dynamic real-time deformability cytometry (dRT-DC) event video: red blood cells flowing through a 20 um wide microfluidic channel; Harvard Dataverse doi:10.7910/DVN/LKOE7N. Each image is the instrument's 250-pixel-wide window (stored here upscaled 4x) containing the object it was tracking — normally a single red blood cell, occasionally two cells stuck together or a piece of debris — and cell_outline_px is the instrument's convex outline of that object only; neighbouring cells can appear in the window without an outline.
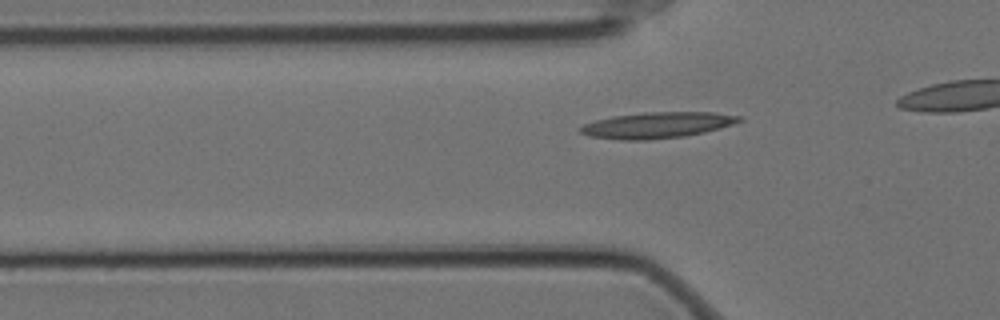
{"species": "Egyptian fruit bat (a non-hibernating species)", "species_latin": "Rousettus aegyptiacus", "temperature_condition": "cold", "stored_images_in_passage": 36, "camera_frame_rate_fps": 3000, "um_per_image_px": 0.085, "animal": {"sex": "female"}, "frame": {"image": 1, "passage_image": 9, "time_ms": 2.667, "image_size_px": [1000, 320], "cell_outline_px": [[744, 120], [720, 128], [704, 132], [684, 136], [648, 140], [620, 140], [588, 136], [580, 132], [576, 128], [584, 124], [596, 120], [612, 116], [644, 112], [716, 112], [744, 116]], "centroid_in_image_um": [55.86, 10.63], "position_along_channel_um": 69.9, "area_um2": 24.33}}
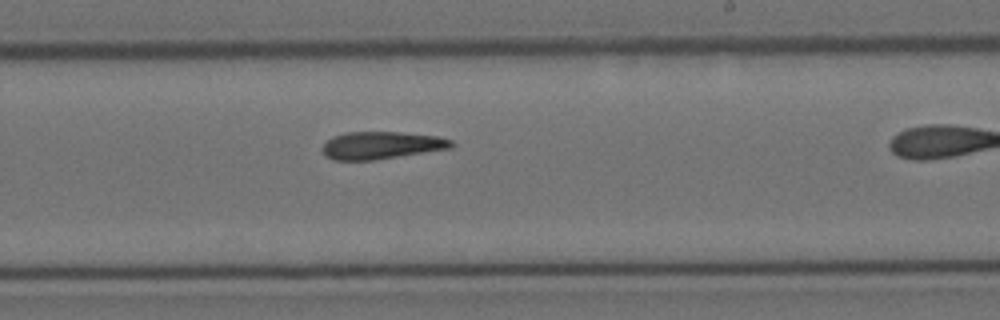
{"frame": {"image": 2, "passage_image": 25, "time_ms": 8.0, "image_size_px": [1000, 320], "cell_outline_px": [[456, 144], [452, 148], [372, 160], [332, 160], [324, 156], [320, 148], [332, 136], [344, 132], [400, 132], [440, 136], [452, 140]], "centroid_in_image_um": [32.4, 12.34], "position_along_channel_um": 256.6, "area_um2": 20.87}}
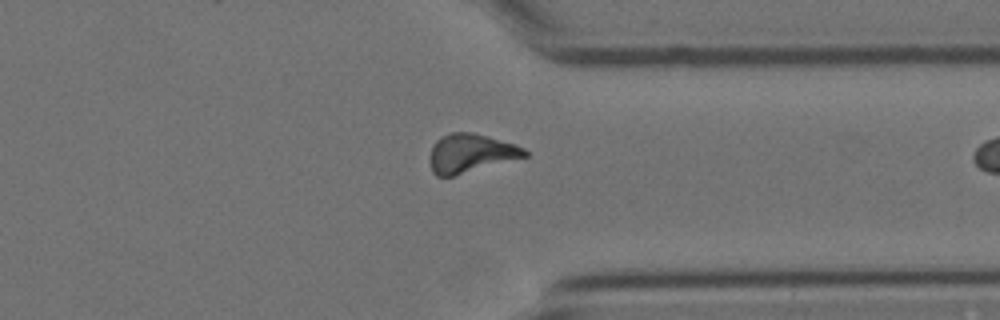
{"frame": {"image": 3, "passage_image": 35, "time_ms": 11.333, "image_size_px": [1000, 320], "cell_outline_px": [[528, 156], [452, 176], [436, 176], [432, 172], [428, 160], [432, 144], [440, 136], [452, 132], [472, 132], [488, 136], [516, 144], [524, 148], [528, 152]], "centroid_in_image_um": [39.97, 13.01], "position_along_channel_um": 371.4, "area_um2": 21.56}}